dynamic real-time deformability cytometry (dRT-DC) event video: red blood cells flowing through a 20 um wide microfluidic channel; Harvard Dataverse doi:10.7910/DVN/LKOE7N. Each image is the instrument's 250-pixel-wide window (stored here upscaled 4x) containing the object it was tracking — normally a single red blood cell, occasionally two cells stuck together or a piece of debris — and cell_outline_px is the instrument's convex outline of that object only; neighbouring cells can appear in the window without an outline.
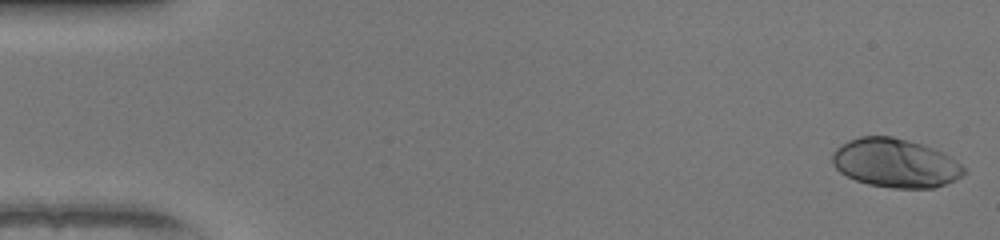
{"species": "human", "species_latin": "Homo sapiens", "temperature_condition": "warm", "stored_images_in_passage": 51, "camera_frame_rate_fps": 3000, "um_per_image_px": 0.085, "donor": {"sex": "female"}, "frame": {"image": 1, "passage_image": 1, "time_ms": 0.0, "image_size_px": [1000, 240], "cell_outline_px": [[968, 172], [956, 180], [932, 188], [892, 188], [868, 184], [856, 180], [840, 172], [832, 164], [832, 152], [840, 144], [848, 140], [860, 136], [892, 136], [924, 144], [944, 152], [956, 160]], "centroid_in_image_um": [76.11, 13.85], "position_along_channel_um": 8.9, "area_um2": 37.74}}
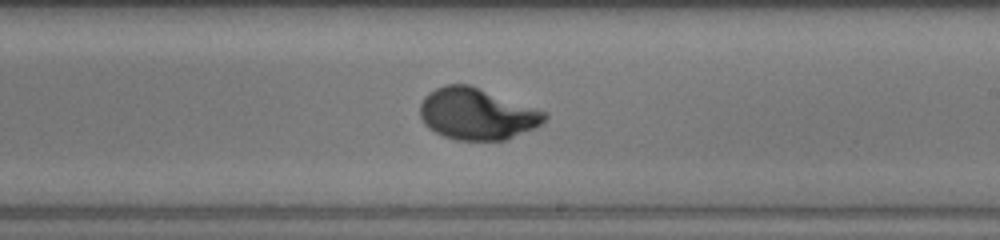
{"frame": {"image": 2, "passage_image": 30, "time_ms": 9.667, "image_size_px": [1000, 240], "cell_outline_px": [[548, 116], [540, 124], [508, 140], [456, 140], [444, 136], [428, 128], [424, 124], [420, 116], [420, 104], [424, 96], [428, 92], [444, 84], [468, 84], [548, 112]], "centroid_in_image_um": [40.51, 9.68], "position_along_channel_um": 248.5, "area_um2": 37.4}}
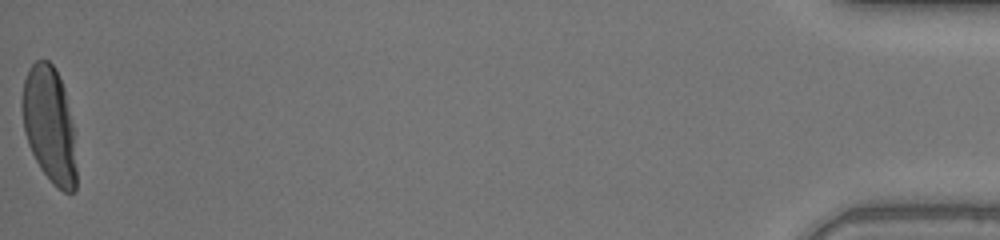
{"frame": {"image": 3, "passage_image": 51, "time_ms": 16.667, "image_size_px": [1000, 240], "cell_outline_px": [[76, 192], [64, 192], [52, 184], [40, 168], [28, 144], [24, 132], [20, 104], [20, 100], [24, 80], [28, 68], [36, 60], [48, 60], [56, 68], [64, 88], [72, 120], [76, 168]], "centroid_in_image_um": [4.18, 10.59], "position_along_channel_um": 431.0, "area_um2": 37.11}, "authors_computed_cell_mechanics": {"area_um2": 36.6452, "velocity_mm_per_s": 4.0687, "shape_relaxation_time_tau1_ms": 3.5777, "shape_relaxation_time_tau2_ms": null, "deformation_change_tau1": 0.2279, "deformation_change_tau2": null}}